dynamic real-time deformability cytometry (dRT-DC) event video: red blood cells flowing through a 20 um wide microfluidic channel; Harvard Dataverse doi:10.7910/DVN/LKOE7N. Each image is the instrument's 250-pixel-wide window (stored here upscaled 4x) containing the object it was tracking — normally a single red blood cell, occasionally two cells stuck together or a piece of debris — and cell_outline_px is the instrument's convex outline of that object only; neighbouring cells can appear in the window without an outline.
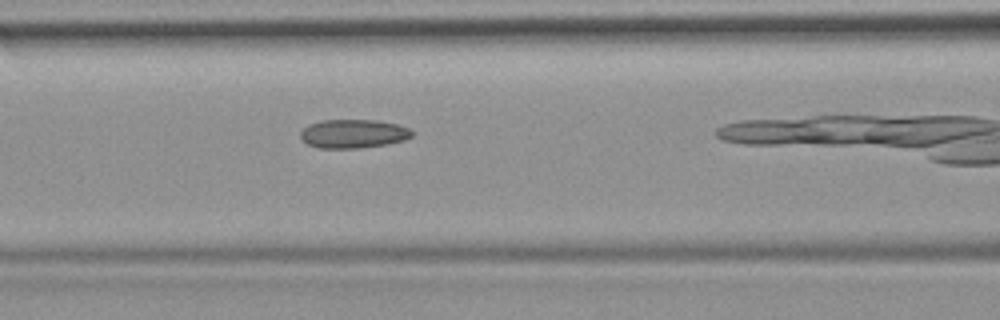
{"species": "common noctule bat (a hibernating species)", "species_latin": "Nyctalus noctula", "temperature_condition": "room temperature", "stored_images_in_passage": 36, "camera_frame_rate_fps": 3000, "um_per_image_px": 0.085, "animal": {"sex": "female", "body_mass_g": 19.9}, "frame": {"image": 1, "passage_image": 16, "time_ms": 5.0, "image_size_px": [1000, 320], "cell_outline_px": [[412, 136], [404, 140], [388, 144], [360, 148], [316, 148], [300, 140], [300, 132], [308, 124], [320, 120], [376, 120], [396, 124], [408, 128], [412, 132]], "centroid_in_image_um": [29.98, 11.37], "position_along_channel_um": 136.6, "area_um2": 18.79}}
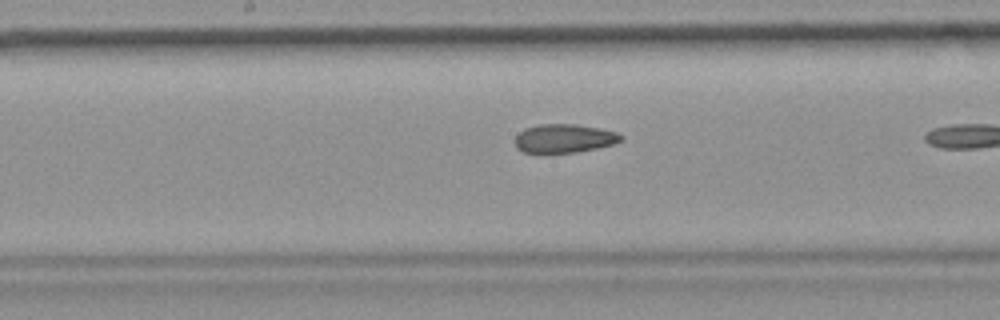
{"frame": {"image": 2, "passage_image": 21, "time_ms": 6.667, "image_size_px": [1000, 320], "cell_outline_px": [[624, 136], [620, 140], [612, 144], [596, 148], [576, 152], [524, 152], [516, 148], [516, 136], [524, 128], [540, 124], [576, 124], [600, 128], [616, 132]], "centroid_in_image_um": [47.95, 11.75], "position_along_channel_um": 200.2, "area_um2": 17.46}}